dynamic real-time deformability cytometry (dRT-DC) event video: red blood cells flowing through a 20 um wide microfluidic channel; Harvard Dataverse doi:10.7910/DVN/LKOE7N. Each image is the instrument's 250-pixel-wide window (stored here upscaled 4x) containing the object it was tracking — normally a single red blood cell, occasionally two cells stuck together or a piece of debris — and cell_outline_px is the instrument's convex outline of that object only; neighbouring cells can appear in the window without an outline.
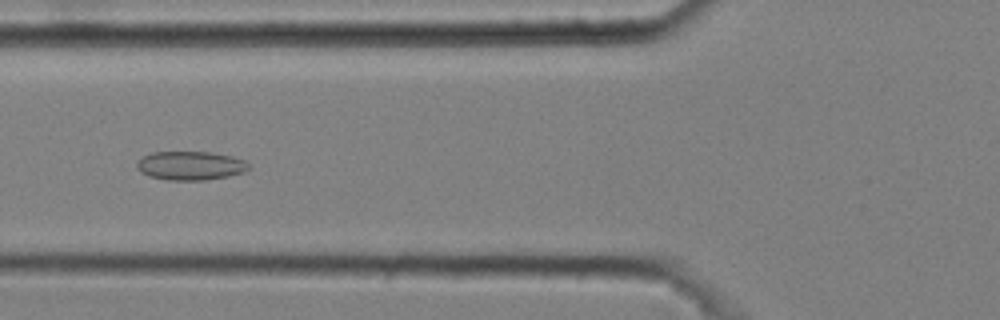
{"species": "common noctule bat (a hibernating species)", "species_latin": "Nyctalus noctula", "temperature_condition": "cold", "stored_images_in_passage": 45, "camera_frame_rate_fps": 3000, "um_per_image_px": 0.085, "animal": {"sex": "male", "body_mass_g": 20.4}, "frame": {"image": 1, "passage_image": 13, "time_ms": 4.0, "image_size_px": [1000, 320], "cell_outline_px": [[248, 168], [244, 172], [228, 176], [204, 180], [168, 180], [148, 176], [136, 168], [136, 164], [144, 156], [152, 152], [212, 152], [232, 156], [244, 160], [248, 164]], "centroid_in_image_um": [16.18, 14.08], "position_along_channel_um": 109.6, "area_um2": 18.67}}
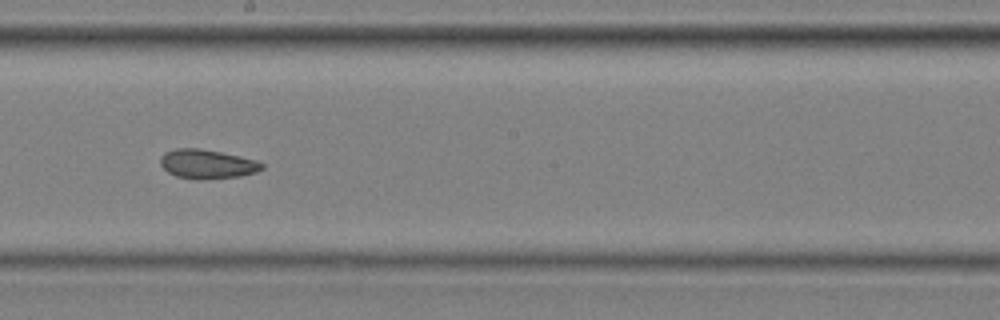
{"frame": {"image": 2, "passage_image": 23, "time_ms": 7.333, "image_size_px": [1000, 320], "cell_outline_px": [[264, 168], [256, 172], [240, 176], [200, 180], [196, 180], [176, 176], [168, 172], [160, 164], [160, 156], [164, 152], [176, 148], [200, 148], [240, 156], [256, 160], [264, 164]], "centroid_in_image_um": [17.59, 13.94], "position_along_channel_um": 230.6, "area_um2": 17.4}}
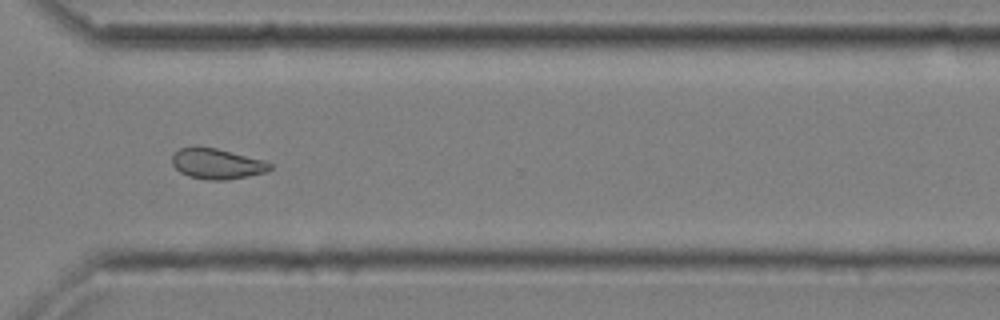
{"frame": {"image": 3, "passage_image": 33, "time_ms": 10.667, "image_size_px": [1000, 320], "cell_outline_px": [[272, 168], [268, 172], [228, 180], [208, 180], [188, 176], [180, 172], [172, 164], [172, 156], [180, 148], [216, 148], [264, 160], [272, 164]], "centroid_in_image_um": [18.48, 13.95], "position_along_channel_um": 352.1, "area_um2": 17.22}, "authors_computed_cell_mechanics": {"area_um2": 17.7446, "velocity_mm_per_s": 3.6286, "shape_relaxation_time_tau1_ms": null, "shape_relaxation_time_tau2_ms": 2.741, "deformation_change_tau1": null, "deformation_change_tau2": 0.0872}}